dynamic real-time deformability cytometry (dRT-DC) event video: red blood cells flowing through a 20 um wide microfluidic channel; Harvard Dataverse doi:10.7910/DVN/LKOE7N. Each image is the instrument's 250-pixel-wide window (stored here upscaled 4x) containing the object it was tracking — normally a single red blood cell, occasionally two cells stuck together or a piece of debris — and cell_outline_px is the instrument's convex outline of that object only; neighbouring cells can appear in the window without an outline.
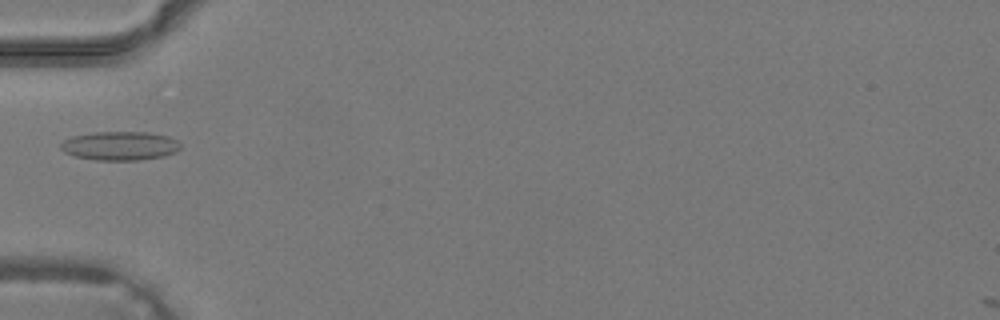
{"species": "common noctule bat (a hibernating species)", "species_latin": "Nyctalus noctula", "temperature_condition": "warm", "stored_images_in_passage": 25, "camera_frame_rate_fps": 3000, "um_per_image_px": 0.085, "animal": {"sex": "male", "body_mass_g": 19.2, "forearm_length_mm": 51.8}, "frame": {"image": 1, "passage_image": 1, "time_ms": 0.0, "image_size_px": [1000, 320], "cell_outline_px": [[180, 148], [176, 152], [164, 156], [140, 160], [96, 160], [76, 156], [64, 152], [60, 148], [60, 144], [64, 140], [72, 136], [92, 132], [144, 132], [168, 136], [176, 140], [180, 144]], "centroid_in_image_um": [10.18, 12.39], "position_along_channel_um": 74.8, "area_um2": 20.11}}
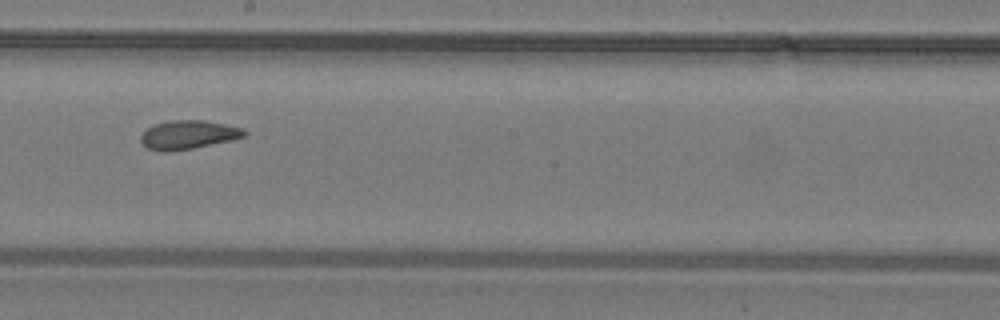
{"frame": {"image": 2, "passage_image": 10, "time_ms": 3.0, "image_size_px": [1000, 320], "cell_outline_px": [[248, 132], [244, 136], [232, 140], [192, 148], [168, 152], [160, 152], [144, 148], [140, 140], [140, 136], [148, 128], [156, 124], [172, 120], [204, 120], [244, 128]], "centroid_in_image_um": [15.98, 11.47], "position_along_channel_um": 232.2, "area_um2": 17.4}}
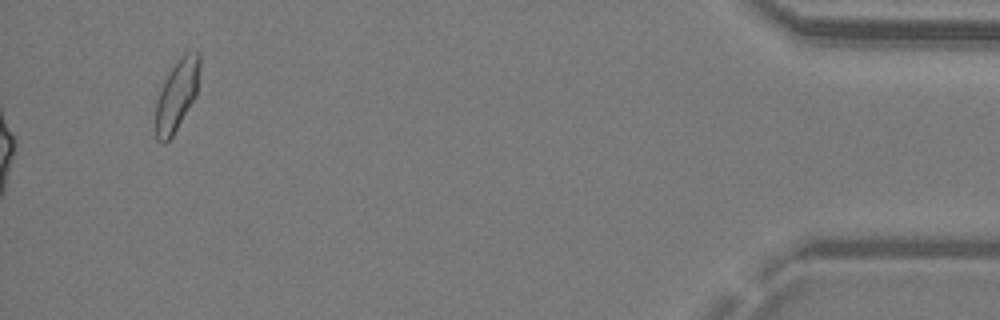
{"frame": {"image": 3, "passage_image": 25, "time_ms": 8.0, "image_size_px": [1000, 320], "cell_outline_px": [[200, 68], [196, 96], [172, 136], [164, 144], [156, 140], [156, 100], [164, 80], [172, 68], [184, 52], [200, 52]], "centroid_in_image_um": [15.04, 8.08], "position_along_channel_um": 420.2, "area_um2": 18.09}}